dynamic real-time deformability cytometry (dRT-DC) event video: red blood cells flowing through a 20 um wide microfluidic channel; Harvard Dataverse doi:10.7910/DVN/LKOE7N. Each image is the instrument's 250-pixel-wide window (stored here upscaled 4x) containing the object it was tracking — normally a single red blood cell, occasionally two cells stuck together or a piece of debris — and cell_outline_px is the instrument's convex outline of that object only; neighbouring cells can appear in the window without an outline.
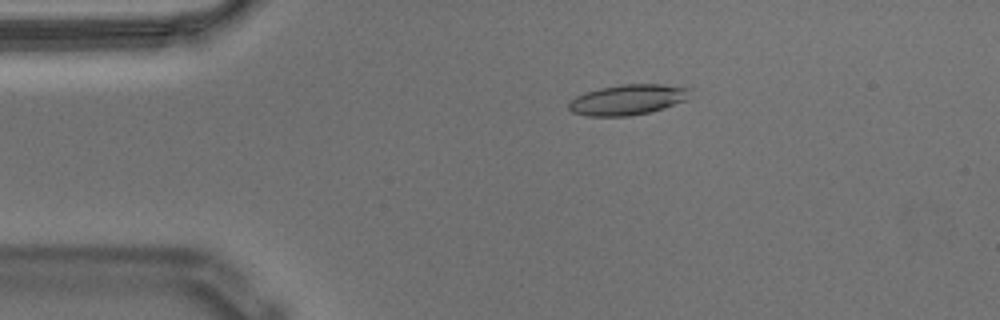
{"species": "Egyptian fruit bat (a non-hibernating species)", "species_latin": "Rousettus aegyptiacus", "temperature_condition": "warm", "stored_images_in_passage": 55, "camera_frame_rate_fps": 3000, "um_per_image_px": 0.085, "animal": {"sex": "male"}, "frame": {"image": 1, "passage_image": 10, "time_ms": 3.0, "image_size_px": [1000, 320], "cell_outline_px": [[688, 100], [664, 108], [648, 112], [628, 116], [588, 116], [572, 112], [568, 108], [568, 104], [576, 96], [584, 92], [600, 88], [620, 84], [664, 84], [688, 88]], "centroid_in_image_um": [53.34, 8.47], "position_along_channel_um": 31.7, "area_um2": 21.44}}
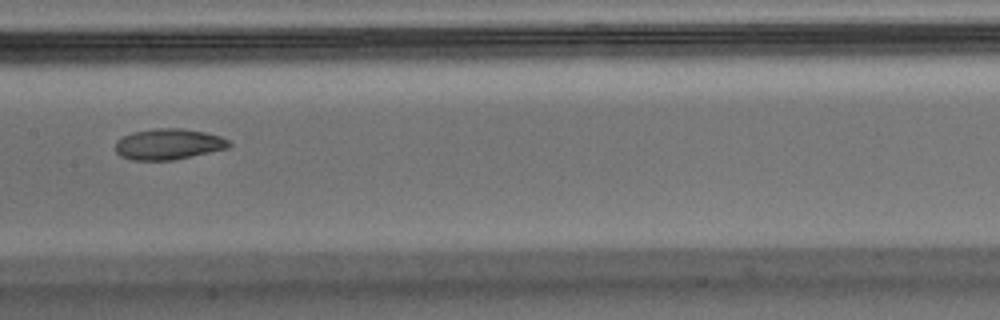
{"frame": {"image": 2, "passage_image": 27, "time_ms": 8.667, "image_size_px": [1000, 320], "cell_outline_px": [[232, 144], [228, 148], [172, 160], [132, 160], [120, 156], [116, 152], [116, 140], [132, 132], [156, 128], [180, 128], [204, 132], [220, 136], [228, 140]], "centroid_in_image_um": [14.3, 12.25], "position_along_channel_um": 193.1, "area_um2": 20.35}}
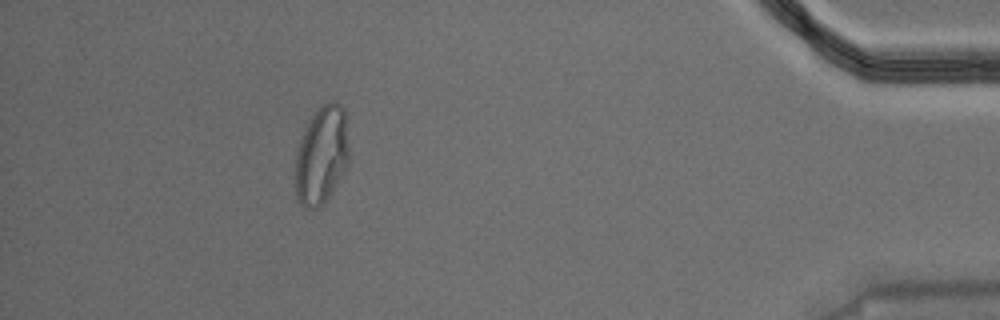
{"frame": {"image": 3, "passage_image": 50, "time_ms": 16.333, "image_size_px": [1000, 320], "cell_outline_px": [[348, 164], [324, 204], [316, 208], [304, 208], [300, 204], [296, 196], [296, 152], [300, 140], [308, 120], [316, 108], [320, 104], [332, 100], [336, 100], [344, 108], [348, 144]], "centroid_in_image_um": [27.33, 13.15], "position_along_channel_um": 407.9, "area_um2": 30.81}, "authors_computed_cell_mechanics": {"area_um2": 21.3282, "velocity_mm_per_s": 3.545, "shape_relaxation_time_tau1_ms": null, "shape_relaxation_time_tau2_ms": 1.8298, "deformation_change_tau1": null, "deformation_change_tau2": 0.0552}}